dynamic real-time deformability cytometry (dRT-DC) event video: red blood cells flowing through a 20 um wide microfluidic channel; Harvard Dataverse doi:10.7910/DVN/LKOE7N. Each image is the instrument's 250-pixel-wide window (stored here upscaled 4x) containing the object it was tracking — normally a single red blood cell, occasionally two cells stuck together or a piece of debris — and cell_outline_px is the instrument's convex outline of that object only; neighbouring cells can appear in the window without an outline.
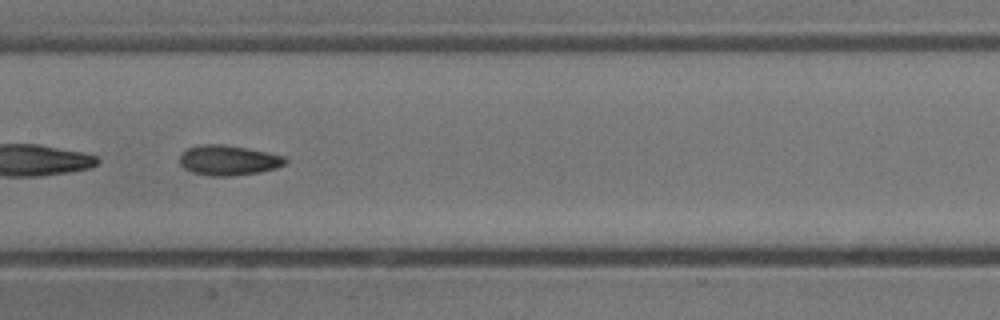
{"species": "common noctule bat (a hibernating species)", "species_latin": "Nyctalus noctula", "temperature_condition": "cold", "stored_images_in_passage": 50, "segment_of_instrument_passage": [2, 2], "camera_frame_rate_fps": 3000, "um_per_image_px": 0.085, "animal": {"sex": "male", "body_mass_g": 13.3}, "frame": {"image": 1, "passage_image": 24, "time_ms": 7.667, "image_size_px": [1000, 320], "cell_outline_px": [[288, 160], [284, 164], [276, 168], [260, 172], [232, 176], [212, 176], [192, 172], [184, 168], [180, 164], [180, 152], [188, 148], [200, 144], [220, 144], [244, 148], [284, 156]], "centroid_in_image_um": [19.37, 13.63], "position_along_channel_um": 188.0, "area_um2": 18.38}}
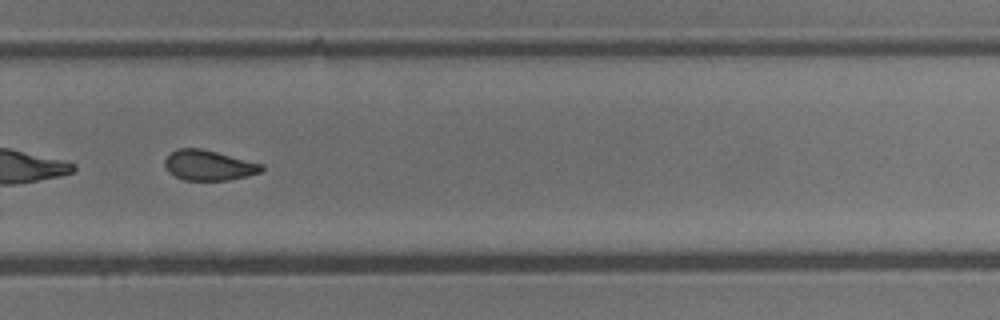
{"frame": {"image": 2, "passage_image": 34, "time_ms": 11.0, "image_size_px": [1000, 320], "cell_outline_px": [[264, 168], [260, 172], [248, 176], [228, 180], [184, 180], [168, 172], [164, 164], [164, 160], [176, 148], [200, 148], [264, 164]], "centroid_in_image_um": [17.74, 14.05], "position_along_channel_um": 312.1, "area_um2": 16.99}}